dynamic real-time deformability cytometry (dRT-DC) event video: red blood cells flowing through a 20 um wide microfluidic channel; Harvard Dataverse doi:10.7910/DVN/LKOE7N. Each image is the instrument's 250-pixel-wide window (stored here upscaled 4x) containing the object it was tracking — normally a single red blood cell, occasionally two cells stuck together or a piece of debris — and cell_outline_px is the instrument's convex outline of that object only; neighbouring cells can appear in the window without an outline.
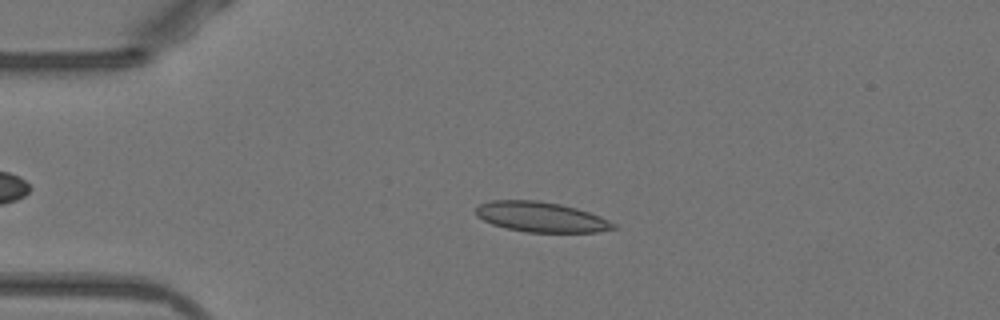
{"species": "Egyptian fruit bat (a non-hibernating species)", "species_latin": "Rousettus aegyptiacus", "temperature_condition": "warm", "stored_images_in_passage": 45, "camera_frame_rate_fps": 3000, "um_per_image_px": 0.085, "animal": {"sex": "female"}, "frame": {"image": 1, "passage_image": 11, "time_ms": 3.333, "image_size_px": [1000, 320], "cell_outline_px": [[616, 228], [596, 232], [524, 232], [504, 228], [492, 224], [476, 216], [476, 208], [480, 204], [492, 200], [540, 200], [560, 204], [576, 208], [600, 216], [616, 224]], "centroid_in_image_um": [45.97, 18.44], "position_along_channel_um": 39.0, "area_um2": 24.16}}
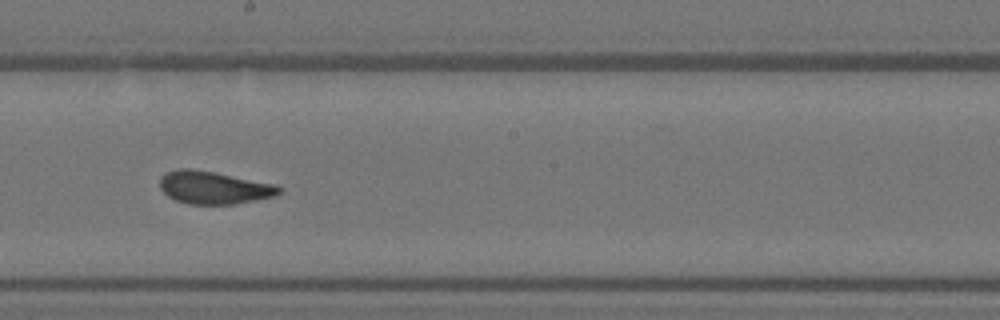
{"frame": {"image": 2, "passage_image": 28, "time_ms": 9.0, "image_size_px": [1000, 320], "cell_outline_px": [[280, 192], [276, 196], [256, 200], [232, 204], [188, 204], [176, 200], [168, 196], [160, 188], [160, 176], [164, 172], [180, 168], [188, 168], [212, 172], [276, 184], [280, 188]], "centroid_in_image_um": [18.14, 15.94], "position_along_channel_um": 230.1, "area_um2": 22.6}}
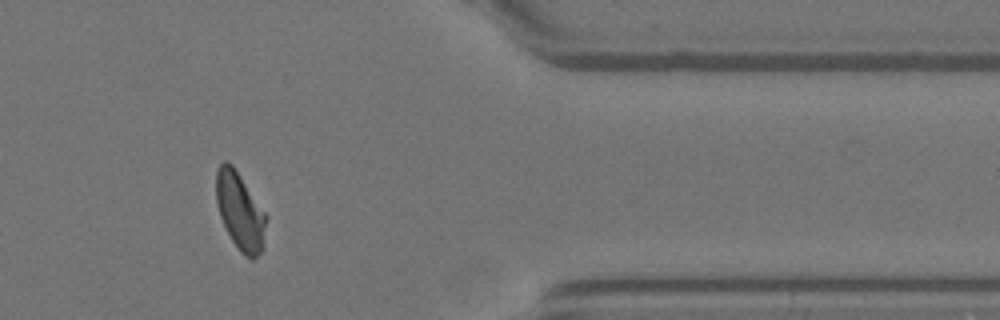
{"frame": {"image": 3, "passage_image": 42, "time_ms": 13.667, "image_size_px": [1000, 320], "cell_outline_px": [[268, 216], [264, 248], [252, 260], [244, 256], [240, 252], [232, 240], [220, 216], [216, 200], [216, 168], [224, 160], [228, 160], [232, 164]], "centroid_in_image_um": [20.43, 17.96], "position_along_channel_um": 391.0, "area_um2": 22.77}, "authors_computed_cell_mechanics": {"area_um2": 23.1778, "velocity_mm_per_s": 3.9182, "shape_relaxation_time_tau1_ms": 5.3587, "shape_relaxation_time_tau2_ms": 0.8746, "deformation_change_tau1": 0.15, "deformation_change_tau2": 0.0541}}